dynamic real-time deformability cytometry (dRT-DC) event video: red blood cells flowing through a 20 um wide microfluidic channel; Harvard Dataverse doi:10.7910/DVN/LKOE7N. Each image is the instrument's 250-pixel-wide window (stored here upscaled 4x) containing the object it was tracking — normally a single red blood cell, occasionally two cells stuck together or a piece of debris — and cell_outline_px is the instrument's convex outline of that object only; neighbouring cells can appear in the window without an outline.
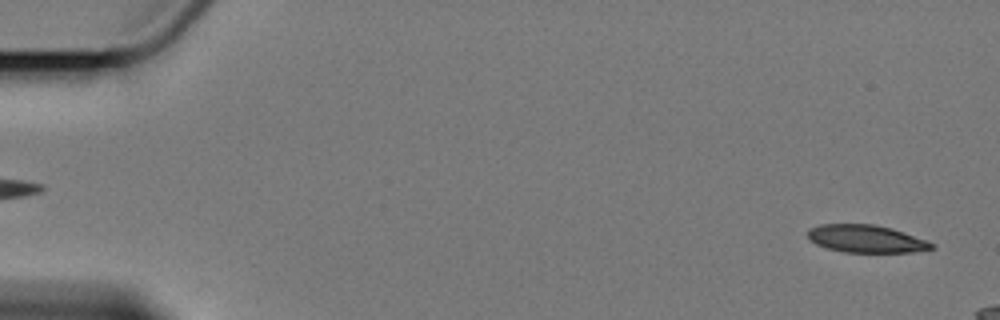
{"species": "Egyptian fruit bat (a non-hibernating species)", "species_latin": "Rousettus aegyptiacus", "temperature_condition": "cold", "stored_images_in_passage": 5, "camera_frame_rate_fps": 3000, "um_per_image_px": 0.085, "animal": {"sex": "female"}, "frame": {"image": 1, "passage_image": 5, "time_ms": 5.333, "image_size_px": [1000, 320], "cell_outline_px": [[936, 248], [912, 252], [844, 252], [828, 248], [816, 244], [808, 236], [808, 228], [820, 224], [872, 224], [892, 228], [928, 240], [936, 244]], "centroid_in_image_um": [73.67, 20.29], "position_along_channel_um": 11.3, "area_um2": 20.0}}